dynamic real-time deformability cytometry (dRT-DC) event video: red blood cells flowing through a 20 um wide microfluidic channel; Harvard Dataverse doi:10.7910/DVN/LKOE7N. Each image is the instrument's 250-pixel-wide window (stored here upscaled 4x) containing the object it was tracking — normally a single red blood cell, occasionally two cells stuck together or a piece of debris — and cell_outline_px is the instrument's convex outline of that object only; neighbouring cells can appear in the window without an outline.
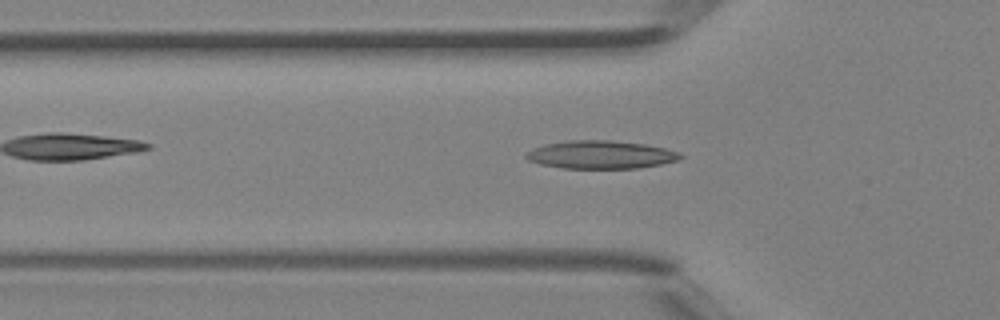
{"species": "Egyptian fruit bat (a non-hibernating species)", "species_latin": "Rousettus aegyptiacus", "temperature_condition": "room temperature", "stored_images_in_passage": 45, "camera_frame_rate_fps": 3000, "um_per_image_px": 0.085, "animal": {"sex": "female"}, "frame": {"image": 1, "passage_image": 15, "time_ms": 4.667, "image_size_px": [1000, 320], "cell_outline_px": [[684, 156], [676, 160], [660, 164], [636, 168], [564, 168], [540, 164], [528, 160], [524, 156], [524, 152], [532, 148], [548, 144], [568, 140], [608, 140], [644, 144], [664, 148], [680, 152]], "centroid_in_image_um": [51.02, 13.14], "position_along_channel_um": 74.8, "area_um2": 25.09}}
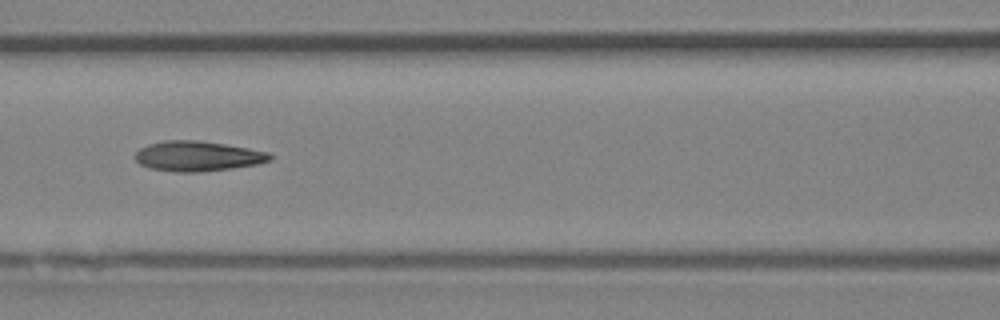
{"frame": {"image": 2, "passage_image": 20, "time_ms": 6.333, "image_size_px": [1000, 320], "cell_outline_px": [[272, 160], [256, 164], [232, 168], [196, 172], [176, 172], [148, 168], [140, 164], [136, 160], [136, 152], [140, 148], [148, 144], [164, 140], [196, 140], [224, 144], [248, 148], [268, 152], [272, 156]], "centroid_in_image_um": [16.78, 13.27], "position_along_channel_um": 149.8, "area_um2": 23.52}}
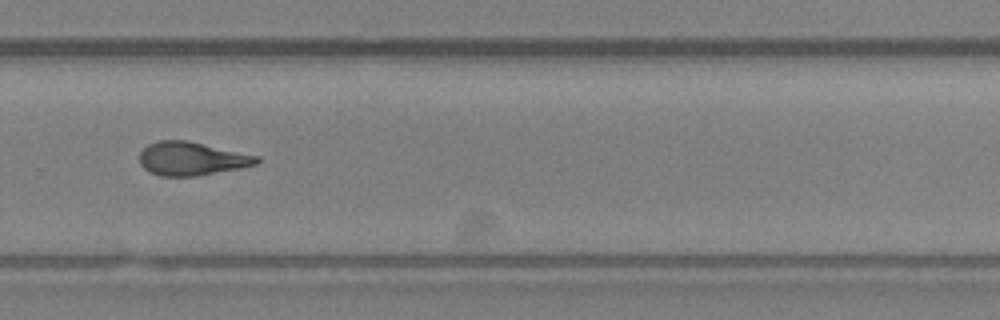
{"frame": {"image": 3, "passage_image": 31, "time_ms": 10.0, "image_size_px": [1000, 320], "cell_outline_px": [[260, 160], [256, 164], [240, 168], [196, 176], [160, 176], [144, 168], [140, 164], [140, 152], [148, 144], [160, 140], [188, 140], [260, 156]], "centroid_in_image_um": [16.3, 13.48], "position_along_channel_um": 313.5, "area_um2": 22.83}, "authors_computed_cell_mechanics": {"area_um2": 23.1778, "velocity_mm_per_s": 4.493, "shape_relaxation_time_tau1_ms": 6.7852, "shape_relaxation_time_tau2_ms": 2.9188, "deformation_change_tau1": 0.2108, "deformation_change_tau2": 0.1209}}